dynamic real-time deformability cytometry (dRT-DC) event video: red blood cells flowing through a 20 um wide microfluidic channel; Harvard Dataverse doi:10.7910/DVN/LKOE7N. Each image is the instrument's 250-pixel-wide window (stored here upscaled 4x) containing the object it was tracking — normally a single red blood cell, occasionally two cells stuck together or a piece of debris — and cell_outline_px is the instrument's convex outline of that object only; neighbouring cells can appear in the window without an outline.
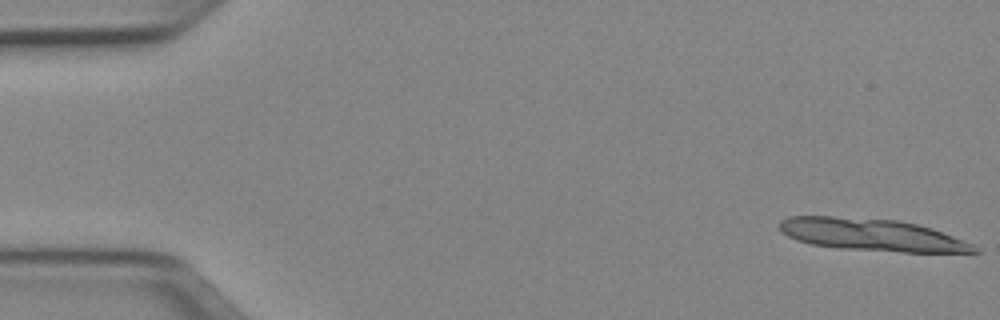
{"species": "Egyptian fruit bat (a non-hibernating species)", "species_latin": "Rousettus aegyptiacus", "temperature_condition": "cold", "stored_images_in_passage": 12, "camera_frame_rate_fps": 3000, "um_per_image_px": 0.085, "animal": {"sex": "female"}, "frame": {"image": 1, "passage_image": 1, "time_ms": 0.0, "image_size_px": [1000, 320], "cell_outline_px": [[980, 252], [904, 252], [840, 248], [812, 244], [796, 240], [780, 232], [780, 220], [788, 216], [832, 216], [896, 220], [916, 224], [952, 236], [972, 244]], "centroid_in_image_um": [74.01, 19.95], "position_along_channel_um": 11.0, "area_um2": 36.01}}